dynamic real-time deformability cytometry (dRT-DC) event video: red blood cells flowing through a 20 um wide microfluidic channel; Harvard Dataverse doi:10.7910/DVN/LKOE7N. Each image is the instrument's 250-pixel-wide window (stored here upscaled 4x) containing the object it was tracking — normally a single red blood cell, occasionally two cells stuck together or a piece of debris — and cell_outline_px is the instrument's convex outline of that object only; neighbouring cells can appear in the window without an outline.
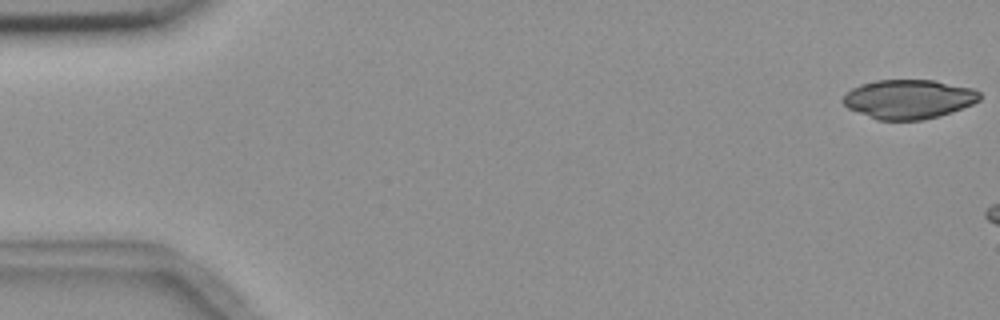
{"species": "common noctule bat (a hibernating species)", "species_latin": "Nyctalus noctula", "temperature_condition": "room temperature", "stored_images_in_passage": 3, "camera_frame_rate_fps": 3000, "um_per_image_px": 0.085, "animal": {"sex": "female", "body_mass_g": 18.4}, "frame": {"image": 1, "passage_image": 1, "time_ms": 0.0, "image_size_px": [1000, 320], "cell_outline_px": [[980, 100], [972, 104], [952, 112], [940, 116], [924, 120], [876, 120], [848, 108], [840, 100], [852, 88], [860, 84], [876, 80], [932, 80], [972, 88], [980, 92]], "centroid_in_image_um": [77.22, 8.43], "position_along_channel_um": 7.8, "area_um2": 31.27}}